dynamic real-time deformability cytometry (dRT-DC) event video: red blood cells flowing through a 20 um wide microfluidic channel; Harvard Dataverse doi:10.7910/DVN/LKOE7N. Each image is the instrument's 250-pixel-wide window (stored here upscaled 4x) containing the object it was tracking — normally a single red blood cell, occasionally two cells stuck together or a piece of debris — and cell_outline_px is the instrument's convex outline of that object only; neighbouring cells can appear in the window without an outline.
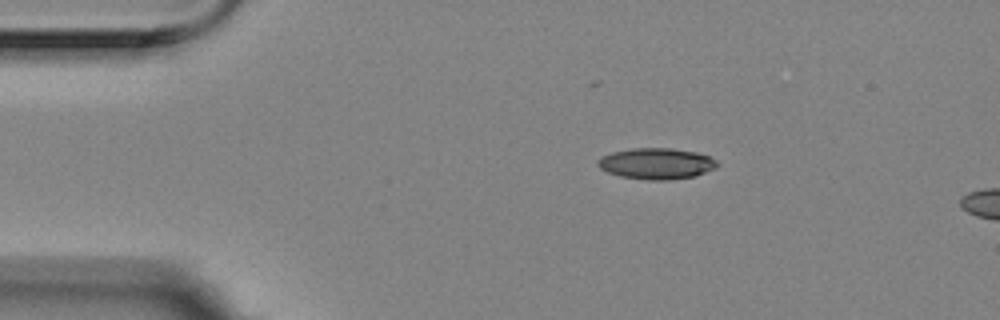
{"species": "Egyptian fruit bat (a non-hibernating species)", "species_latin": "Rousettus aegyptiacus", "temperature_condition": "room temperature", "stored_images_in_passage": 3, "camera_frame_rate_fps": 3000, "um_per_image_px": 0.085, "animal": {"sex": "female"}, "frame": {"image": 1, "passage_image": 1, "time_ms": 0.0, "image_size_px": [1000, 320], "cell_outline_px": [[720, 164], [716, 168], [696, 176], [668, 180], [648, 180], [620, 176], [608, 172], [600, 168], [596, 164], [596, 160], [600, 156], [612, 152], [632, 148], [672, 148], [696, 152], [708, 156], [716, 160]], "centroid_in_image_um": [55.79, 13.9], "position_along_channel_um": 29.2, "area_um2": 21.85}}